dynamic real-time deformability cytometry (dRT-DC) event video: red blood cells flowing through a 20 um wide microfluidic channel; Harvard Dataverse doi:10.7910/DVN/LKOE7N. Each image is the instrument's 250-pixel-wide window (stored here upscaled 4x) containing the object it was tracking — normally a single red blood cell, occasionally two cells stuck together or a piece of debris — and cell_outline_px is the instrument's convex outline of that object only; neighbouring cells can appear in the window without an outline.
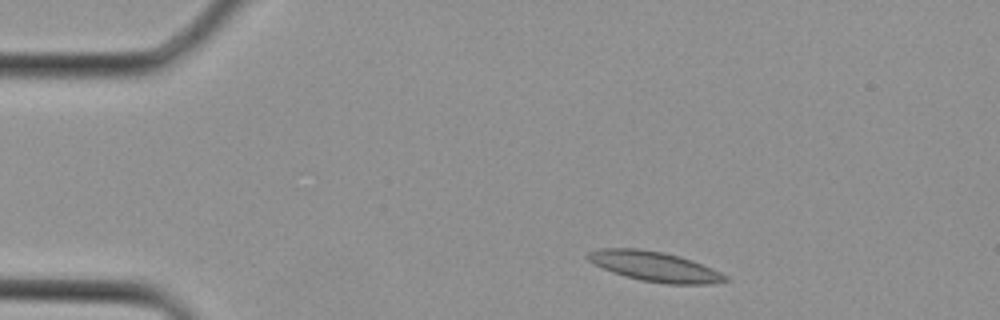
{"species": "Egyptian fruit bat (a non-hibernating species)", "species_latin": "Rousettus aegyptiacus", "temperature_condition": "cold", "stored_images_in_passage": 2, "camera_frame_rate_fps": 3000, "um_per_image_px": 0.085, "animal": {"sex": "female"}, "frame": {"image": 1, "passage_image": 1, "time_ms": 0.0, "image_size_px": [1000, 320], "cell_outline_px": [[728, 280], [712, 284], [668, 284], [640, 280], [624, 276], [612, 272], [588, 260], [584, 256], [588, 252], [600, 248], [640, 248], [664, 252], [680, 256], [692, 260], [712, 268], [728, 276]], "centroid_in_image_um": [55.65, 22.64], "position_along_channel_um": 29.4, "area_um2": 24.04}}